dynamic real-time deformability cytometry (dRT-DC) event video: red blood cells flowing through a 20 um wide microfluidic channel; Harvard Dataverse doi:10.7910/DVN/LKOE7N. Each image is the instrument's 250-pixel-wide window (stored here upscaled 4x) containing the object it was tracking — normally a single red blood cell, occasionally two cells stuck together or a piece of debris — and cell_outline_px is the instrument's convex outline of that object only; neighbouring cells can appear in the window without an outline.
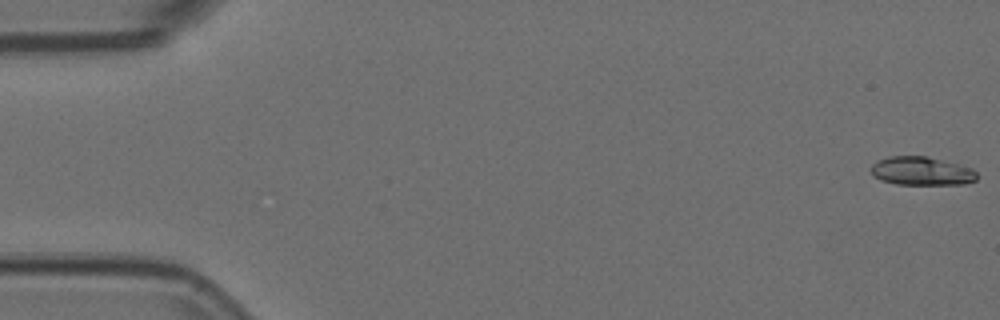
{"species": "Egyptian fruit bat (a non-hibernating species)", "species_latin": "Rousettus aegyptiacus", "temperature_condition": "room temperature", "stored_images_in_passage": 55, "camera_frame_rate_fps": 3000, "um_per_image_px": 0.085, "animal": {"sex": "female"}, "frame": {"image": 1, "passage_image": 1, "time_ms": 0.0, "image_size_px": [1000, 320], "cell_outline_px": [[976, 180], [964, 184], [896, 184], [880, 180], [872, 176], [872, 164], [876, 160], [888, 156], [928, 156], [960, 164], [972, 168], [976, 172]], "centroid_in_image_um": [78.32, 14.53], "position_along_channel_um": 6.7, "area_um2": 17.74}}
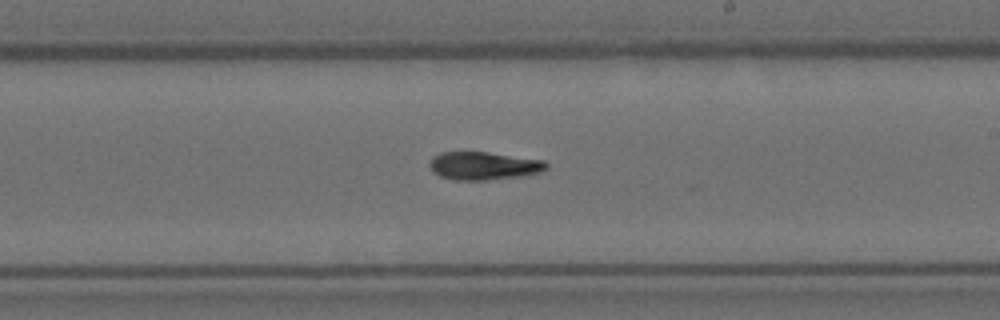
{"frame": {"image": 2, "passage_image": 32, "time_ms": 10.333, "image_size_px": [1000, 320], "cell_outline_px": [[548, 168], [540, 172], [524, 176], [488, 180], [456, 180], [440, 176], [432, 172], [428, 164], [432, 156], [440, 152], [488, 152], [544, 160], [548, 164]], "centroid_in_image_um": [41.1, 14.09], "position_along_channel_um": 247.9, "area_um2": 19.31}}
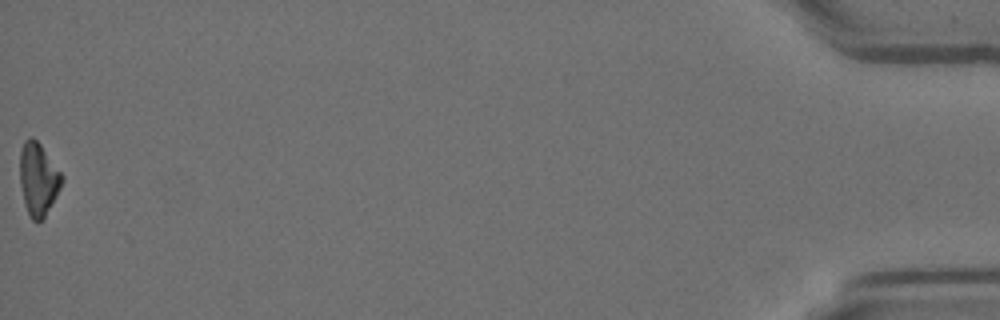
{"frame": {"image": 3, "passage_image": 55, "time_ms": 18.0, "image_size_px": [1000, 320], "cell_outline_px": [[64, 180], [56, 196], [44, 216], [36, 224], [32, 220], [24, 204], [20, 184], [20, 152], [24, 140], [32, 136], [40, 144], [64, 176]], "centroid_in_image_um": [3.24, 15.21], "position_along_channel_um": 432.0, "area_um2": 17.69}, "authors_computed_cell_mechanics": {"area_um2": 18.496, "velocity_mm_per_s": 3.7425, "shape_relaxation_time_tau1_ms": 9.4869, "shape_relaxation_time_tau2_ms": 10.7761, "deformation_change_tau1": 0.2552, "deformation_change_tau2": 0.1791}}